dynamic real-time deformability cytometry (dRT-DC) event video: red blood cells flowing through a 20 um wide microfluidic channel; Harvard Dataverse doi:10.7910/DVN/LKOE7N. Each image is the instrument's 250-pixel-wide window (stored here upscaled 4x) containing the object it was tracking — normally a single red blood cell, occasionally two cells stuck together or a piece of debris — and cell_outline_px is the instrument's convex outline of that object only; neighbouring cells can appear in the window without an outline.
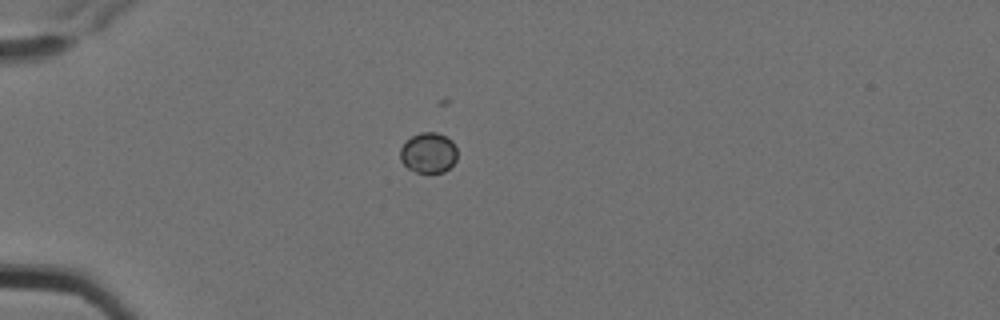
{"species": "Egyptian fruit bat (a non-hibernating species)", "species_latin": "Rousettus aegyptiacus", "temperature_condition": "cold", "stored_images_in_passage": 1, "camera_frame_rate_fps": 3000, "um_per_image_px": 0.085, "animal": {"sex": "female"}, "frame": {"image": 1, "passage_image": 1, "time_ms": 0.0, "image_size_px": [1000, 320], "cell_outline_px": [[456, 160], [444, 172], [416, 172], [408, 168], [400, 160], [400, 148], [412, 136], [420, 132], [436, 132], [452, 140], [456, 148]], "centroid_in_image_um": [36.41, 12.98], "position_along_channel_um": 48.6, "area_um2": 13.29}}